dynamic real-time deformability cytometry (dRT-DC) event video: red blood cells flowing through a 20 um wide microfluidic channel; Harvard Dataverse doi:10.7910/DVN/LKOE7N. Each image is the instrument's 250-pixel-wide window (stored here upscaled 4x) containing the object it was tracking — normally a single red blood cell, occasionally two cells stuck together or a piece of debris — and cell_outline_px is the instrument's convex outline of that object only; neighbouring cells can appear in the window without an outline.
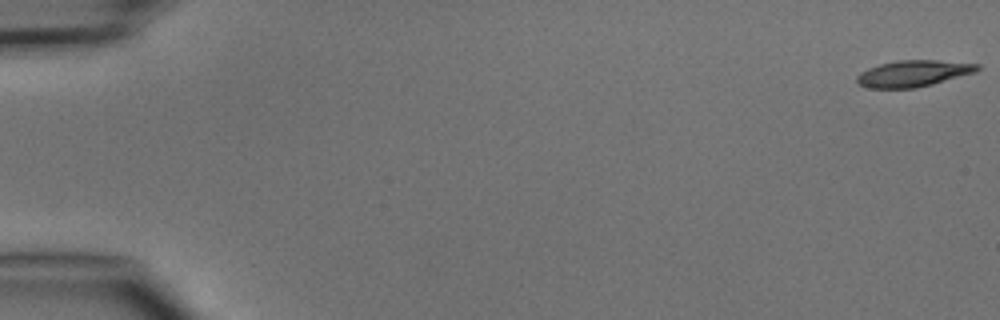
{"species": "common noctule bat (a hibernating species)", "species_latin": "Nyctalus noctula", "temperature_condition": "cold", "stored_images_in_passage": 5, "camera_frame_rate_fps": 3000, "um_per_image_px": 0.085, "animal": {"sex": "male", "body_mass_g": 15.6}, "frame": {"image": 1, "passage_image": 1, "time_ms": 0.0, "image_size_px": [1000, 320], "cell_outline_px": [[980, 68], [976, 72], [932, 84], [916, 88], [868, 88], [860, 84], [856, 80], [856, 76], [860, 72], [868, 68], [880, 64], [896, 60], [936, 60], [980, 64]], "centroid_in_image_um": [77.62, 6.24], "position_along_channel_um": 7.4, "area_um2": 18.5}}
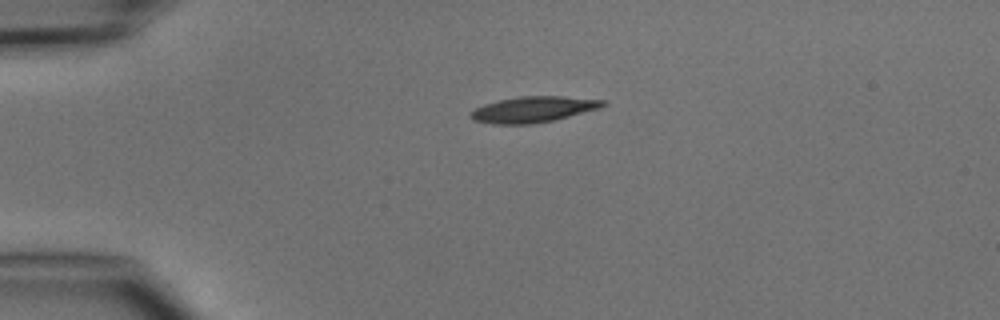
{"frame": {"image": 2, "passage_image": 4, "time_ms": 3.667, "image_size_px": [1000, 320], "cell_outline_px": [[608, 104], [600, 108], [552, 120], [532, 124], [492, 124], [472, 120], [468, 116], [468, 112], [484, 104], [496, 100], [520, 96], [560, 96], [604, 100]], "centroid_in_image_um": [45.26, 9.3], "position_along_channel_um": 39.7, "area_um2": 20.0}}